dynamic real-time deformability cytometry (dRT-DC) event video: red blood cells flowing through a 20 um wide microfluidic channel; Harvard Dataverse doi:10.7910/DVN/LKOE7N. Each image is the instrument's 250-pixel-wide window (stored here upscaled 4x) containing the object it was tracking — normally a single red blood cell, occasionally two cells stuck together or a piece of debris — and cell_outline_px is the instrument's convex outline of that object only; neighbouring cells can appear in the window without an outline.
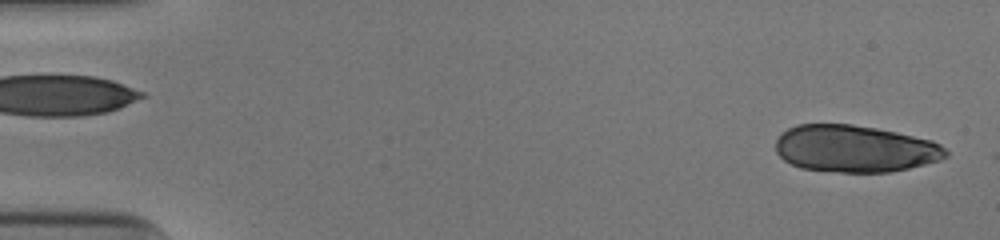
{"species": "human", "species_latin": "Homo sapiens", "temperature_condition": "cold", "stored_images_in_passage": 14, "camera_frame_rate_fps": 3000, "um_per_image_px": 0.085, "donor": {"sex": "male"}, "frame": {"image": 1, "passage_image": 1, "time_ms": 0.0, "image_size_px": [1000, 240], "cell_outline_px": [[948, 156], [940, 160], [908, 168], [888, 172], [840, 172], [800, 168], [784, 160], [776, 152], [776, 140], [788, 128], [796, 124], [852, 124], [876, 128], [896, 132], [932, 140], [940, 144], [948, 152]], "centroid_in_image_um": [72.66, 12.63], "position_along_channel_um": 12.3, "area_um2": 46.53}}
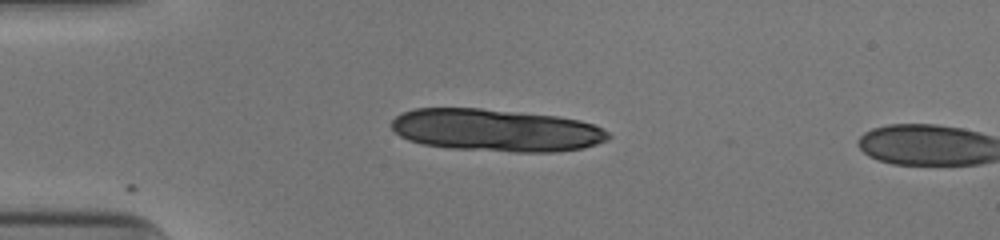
{"frame": {"image": 2, "passage_image": 12, "time_ms": 3.667, "image_size_px": [1000, 240], "cell_outline_px": [[612, 136], [596, 144], [584, 148], [556, 152], [512, 152], [448, 148], [424, 144], [408, 140], [400, 136], [392, 128], [392, 120], [400, 112], [412, 108], [480, 108], [556, 116], [580, 120], [592, 124], [608, 132]], "centroid_in_image_um": [42.13, 11.07], "position_along_channel_um": 42.9, "area_um2": 53.7}}